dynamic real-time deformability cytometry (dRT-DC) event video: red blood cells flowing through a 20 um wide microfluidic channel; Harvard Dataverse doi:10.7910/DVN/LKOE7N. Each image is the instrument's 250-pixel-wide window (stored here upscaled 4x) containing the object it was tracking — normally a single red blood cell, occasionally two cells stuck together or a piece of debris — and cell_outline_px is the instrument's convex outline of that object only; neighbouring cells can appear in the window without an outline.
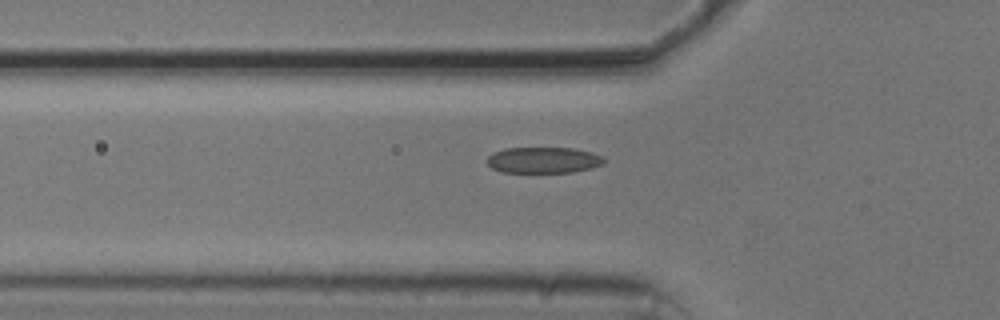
{"species": "common noctule bat (a hibernating species)", "species_latin": "Nyctalus noctula", "temperature_condition": "cold", "stored_images_in_passage": 30, "camera_frame_rate_fps": 3000, "um_per_image_px": 0.085, "animal": {"sex": "male", "body_mass_g": 20.5, "forearm_length_mm": 52.5}, "frame": {"image": 1, "passage_image": 6, "time_ms": 1.667, "image_size_px": [1000, 320], "cell_outline_px": [[604, 164], [572, 172], [500, 172], [492, 168], [488, 164], [488, 156], [492, 152], [504, 148], [572, 148], [592, 152], [604, 156]], "centroid_in_image_um": [46.18, 13.6], "position_along_channel_um": 79.6, "area_um2": 17.74}}
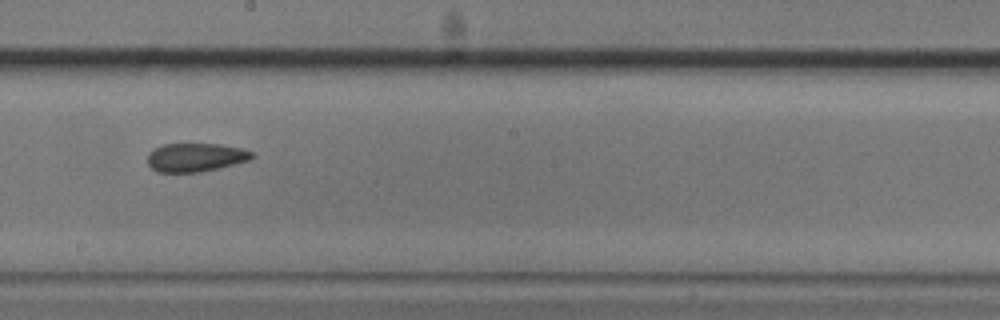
{"frame": {"image": 2, "passage_image": 18, "time_ms": 5.667, "image_size_px": [1000, 320], "cell_outline_px": [[256, 156], [248, 160], [200, 172], [156, 172], [148, 164], [148, 152], [152, 148], [164, 144], [220, 144], [240, 148], [252, 152]], "centroid_in_image_um": [16.57, 13.37], "position_along_channel_um": 231.6, "area_um2": 17.28}}
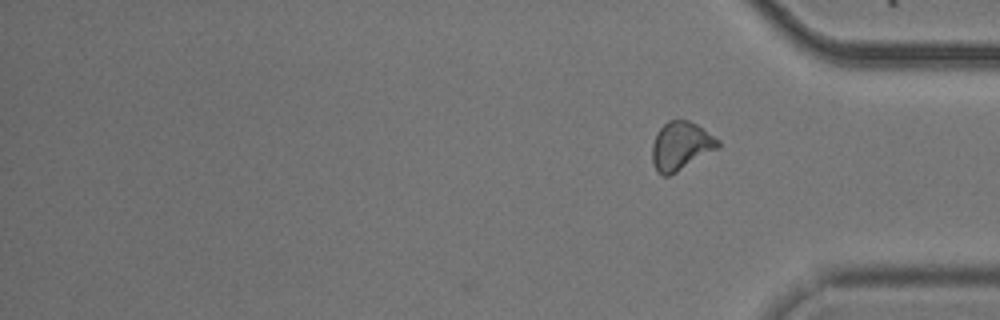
{"frame": {"image": 3, "passage_image": 30, "time_ms": 9.667, "image_size_px": [1000, 320], "cell_outline_px": [[720, 148], [676, 172], [668, 176], [664, 176], [656, 172], [652, 160], [652, 144], [656, 132], [668, 120], [688, 120], [696, 124], [720, 140]], "centroid_in_image_um": [57.87, 12.41], "position_along_channel_um": 377.3, "area_um2": 18.67}, "authors_computed_cell_mechanics": {"area_um2": 17.7446, "velocity_mm_per_s": 3.7748, "shape_relaxation_time_tau1_ms": 5.5142, "shape_relaxation_time_tau2_ms": 2.4612, "deformation_change_tau1": 0.1253, "deformation_change_tau2": 0.0877}}